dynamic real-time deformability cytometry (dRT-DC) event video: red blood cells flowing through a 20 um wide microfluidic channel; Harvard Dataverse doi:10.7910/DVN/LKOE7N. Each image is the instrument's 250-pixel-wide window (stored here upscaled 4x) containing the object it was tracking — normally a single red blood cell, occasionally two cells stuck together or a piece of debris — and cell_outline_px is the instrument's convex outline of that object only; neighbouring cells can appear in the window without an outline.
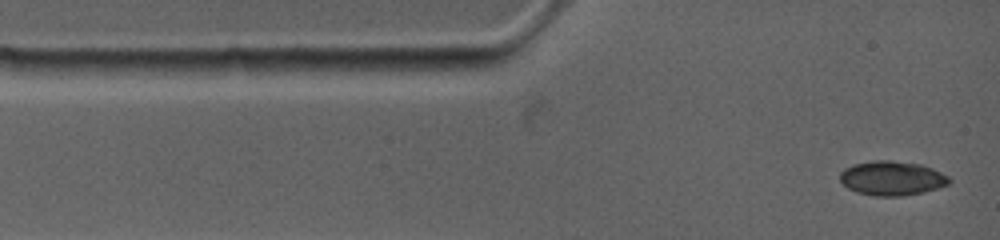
{"species": "common noctule bat (a hibernating species)", "species_latin": "Nyctalus noctula", "temperature_condition": "warm", "stored_images_in_passage": 25, "camera_frame_rate_fps": 4500, "um_per_image_px": 0.085, "animal": {"sex": "female", "body_mass_g": 19.0, "forearm_length_mm": 53.3}, "frame": {"image": 1, "passage_image": 1, "time_ms": 0.0, "image_size_px": [1000, 240], "cell_outline_px": [[952, 180], [948, 184], [924, 192], [904, 196], [876, 196], [856, 192], [848, 188], [840, 180], [840, 172], [844, 168], [852, 164], [872, 160], [892, 160], [920, 164], [932, 168], [948, 176]], "centroid_in_image_um": [75.8, 15.14], "position_along_channel_um": 9.2, "area_um2": 21.96}}
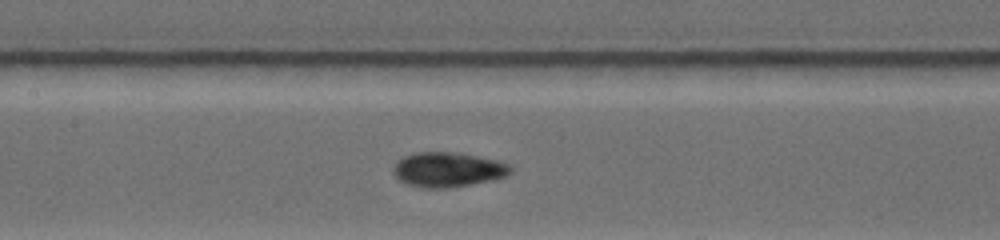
{"frame": {"image": 2, "passage_image": 11, "time_ms": 5.111, "image_size_px": [1000, 240], "cell_outline_px": [[512, 172], [508, 176], [492, 180], [448, 188], [420, 188], [408, 184], [400, 180], [392, 172], [392, 168], [396, 160], [400, 156], [412, 152], [456, 152], [496, 160], [508, 164], [512, 168]], "centroid_in_image_um": [38.02, 14.41], "position_along_channel_um": 169.4, "area_um2": 24.04}}
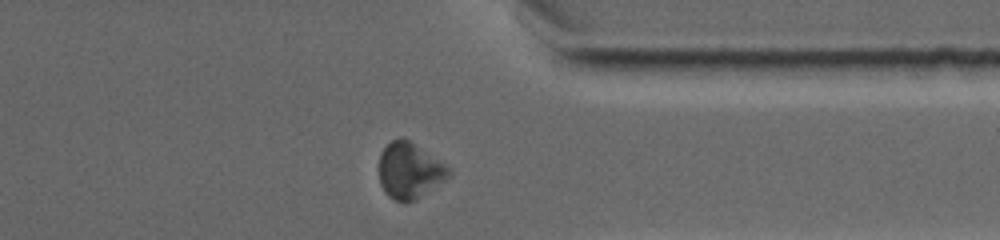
{"frame": {"image": 3, "passage_image": 22, "time_ms": 10.667, "image_size_px": [1000, 240], "cell_outline_px": [[452, 176], [416, 200], [408, 204], [404, 204], [388, 196], [384, 192], [380, 184], [380, 152], [392, 140], [400, 136], [408, 140], [452, 168]], "centroid_in_image_um": [34.84, 14.54], "position_along_channel_um": 376.6, "area_um2": 23.06}, "authors_computed_cell_mechanics": {"area_um2": 23.0044, "velocity_mm_per_s": 3.8148, "shape_relaxation_time_tau1_ms": 3.1656, "shape_relaxation_time_tau2_ms": 2.5467, "deformation_change_tau1": 0.1143, "deformation_change_tau2": 0.0639}}